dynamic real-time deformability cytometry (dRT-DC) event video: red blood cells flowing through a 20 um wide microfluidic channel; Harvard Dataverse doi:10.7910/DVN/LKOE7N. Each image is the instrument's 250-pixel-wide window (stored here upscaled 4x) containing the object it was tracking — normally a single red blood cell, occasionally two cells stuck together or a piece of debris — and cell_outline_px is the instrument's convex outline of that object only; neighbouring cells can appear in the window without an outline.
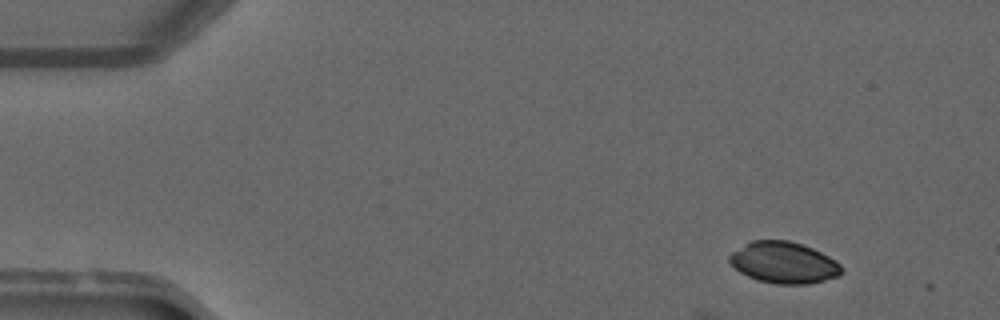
{"species": "common noctule bat (a hibernating species)", "species_latin": "Nyctalus noctula", "temperature_condition": "warm", "stored_images_in_passage": 6, "camera_frame_rate_fps": 3000, "um_per_image_px": 0.085, "animal": {"sex": "male", "forearm_length_mm": 52.5}, "frame": {"image": 1, "passage_image": 1, "time_ms": 0.0, "image_size_px": [1000, 320], "cell_outline_px": [[840, 276], [808, 284], [776, 284], [760, 280], [748, 276], [740, 272], [728, 260], [728, 256], [732, 252], [752, 240], [788, 240], [812, 248], [836, 260], [840, 264]], "centroid_in_image_um": [66.62, 22.32], "position_along_channel_um": 18.4, "area_um2": 26.76}}